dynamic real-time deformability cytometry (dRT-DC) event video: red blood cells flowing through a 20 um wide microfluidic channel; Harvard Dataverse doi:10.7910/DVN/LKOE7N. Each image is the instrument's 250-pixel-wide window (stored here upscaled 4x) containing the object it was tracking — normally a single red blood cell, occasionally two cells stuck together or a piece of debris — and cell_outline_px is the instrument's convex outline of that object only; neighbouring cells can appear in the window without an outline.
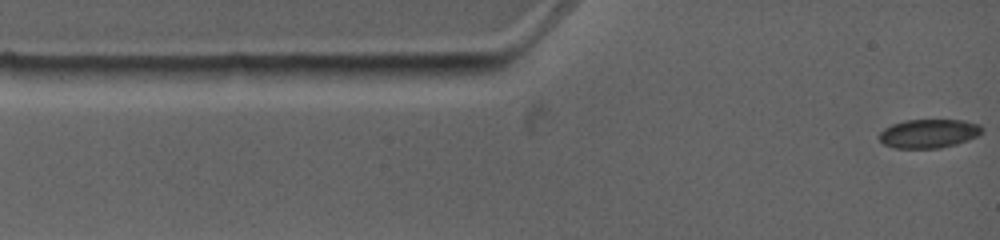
{"species": "common noctule bat (a hibernating species)", "species_latin": "Nyctalus noctula", "temperature_condition": "warm", "stored_images_in_passage": 4, "camera_frame_rate_fps": 4500, "um_per_image_px": 0.085, "animal": {"sex": "female", "body_mass_g": 19.0, "forearm_length_mm": 53.3}, "frame": {"image": 1, "passage_image": 1, "time_ms": 0.0, "image_size_px": [1000, 240], "cell_outline_px": [[984, 128], [976, 136], [968, 140], [956, 144], [936, 148], [896, 148], [884, 144], [880, 140], [880, 132], [884, 128], [892, 124], [904, 120], [964, 120], [980, 124]], "centroid_in_image_um": [78.95, 11.34], "position_along_channel_um": 6.1, "area_um2": 17.17}}
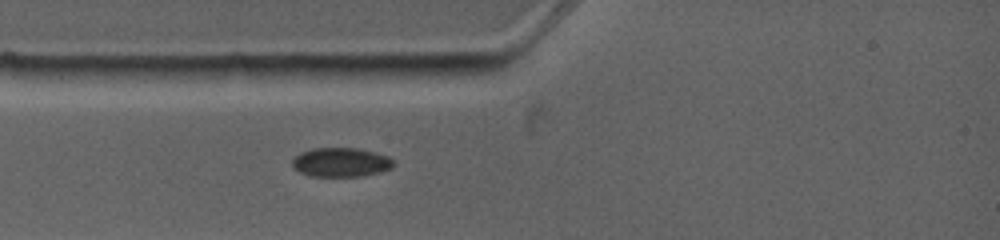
{"frame": {"image": 2, "passage_image": 4, "time_ms": 2.444, "image_size_px": [1000, 240], "cell_outline_px": [[396, 164], [392, 168], [380, 172], [360, 176], [312, 176], [300, 172], [292, 168], [292, 160], [300, 152], [312, 148], [360, 148], [376, 152], [388, 156]], "centroid_in_image_um": [28.99, 13.78], "position_along_channel_um": 56.0, "area_um2": 17.34}}